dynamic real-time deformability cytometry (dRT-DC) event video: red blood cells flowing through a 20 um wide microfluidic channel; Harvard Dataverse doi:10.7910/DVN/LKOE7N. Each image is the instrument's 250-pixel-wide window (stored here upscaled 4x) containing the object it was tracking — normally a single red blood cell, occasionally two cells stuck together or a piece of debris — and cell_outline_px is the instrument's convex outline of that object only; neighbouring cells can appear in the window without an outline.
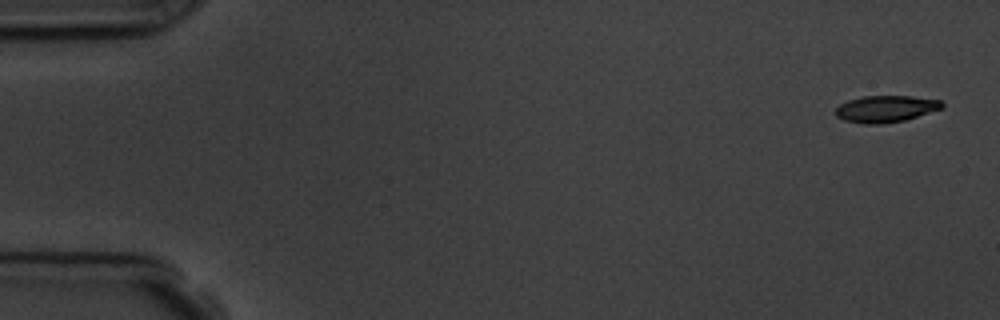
{"species": "common noctule bat (a hibernating species)", "species_latin": "Nyctalus noctula", "temperature_condition": "room temperature", "stored_images_in_passage": 5, "camera_frame_rate_fps": 3000, "um_per_image_px": 0.085, "animal": {"sex": "male", "body_mass_g": 19.5, "forearm_length_mm": 54.6}, "frame": {"image": 1, "passage_image": 1, "time_ms": 0.0, "image_size_px": [1000, 320], "cell_outline_px": [[944, 108], [904, 120], [880, 124], [864, 124], [844, 120], [836, 116], [836, 108], [840, 104], [848, 100], [864, 96], [912, 96], [940, 100], [944, 104]], "centroid_in_image_um": [75.3, 9.25], "position_along_channel_um": 9.7, "area_um2": 16.53}}